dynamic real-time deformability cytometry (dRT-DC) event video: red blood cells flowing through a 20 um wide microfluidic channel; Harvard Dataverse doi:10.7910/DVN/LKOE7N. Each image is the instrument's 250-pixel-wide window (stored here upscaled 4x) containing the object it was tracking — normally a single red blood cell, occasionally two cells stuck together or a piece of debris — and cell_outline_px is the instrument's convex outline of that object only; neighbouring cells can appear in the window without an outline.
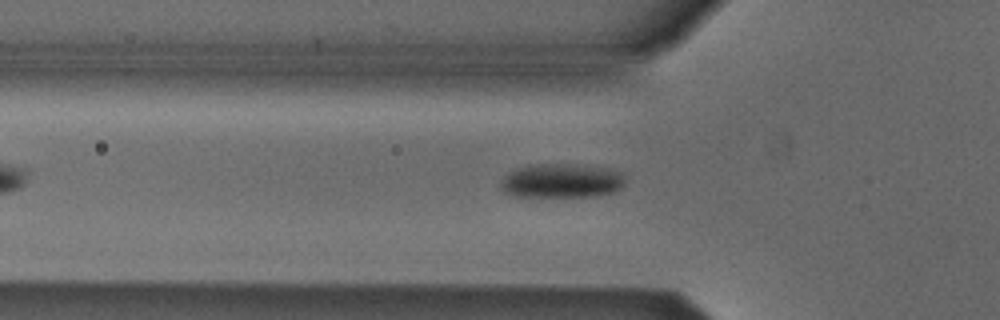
{"species": "Egyptian fruit bat (a non-hibernating species)", "species_latin": "Rousettus aegyptiacus", "temperature_condition": "cold", "stored_images_in_passage": 40, "camera_frame_rate_fps": 3000, "um_per_image_px": 0.085, "animal": {"sex": "male"}, "frame": {"image": 1, "passage_image": 10, "time_ms": 3.0, "image_size_px": [1000, 320], "cell_outline_px": [[624, 184], [616, 192], [596, 196], [512, 196], [504, 192], [500, 188], [500, 180], [504, 176], [520, 168], [540, 164], [556, 164], [600, 168], [620, 172], [624, 180]], "centroid_in_image_um": [47.7, 15.4], "position_along_channel_um": 78.1, "area_um2": 24.16}}
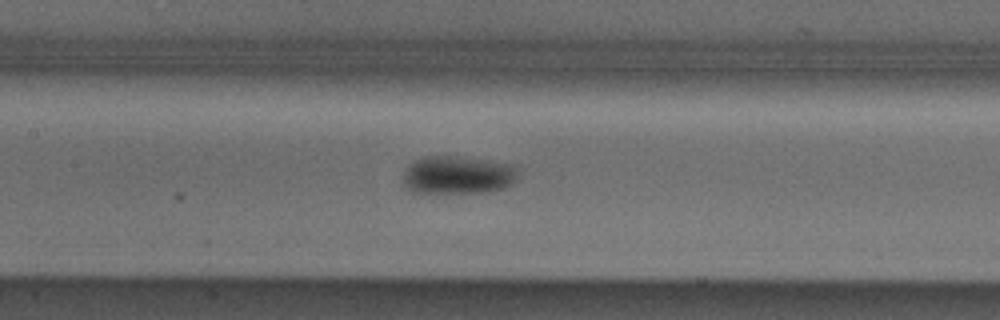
{"frame": {"image": 2, "passage_image": 17, "time_ms": 5.333, "image_size_px": [1000, 320], "cell_outline_px": [[516, 180], [512, 184], [504, 188], [488, 192], [412, 192], [404, 188], [400, 184], [404, 168], [408, 164], [424, 156], [456, 156], [516, 164]], "centroid_in_image_um": [38.85, 14.87], "position_along_channel_um": 168.6, "area_um2": 25.95}}
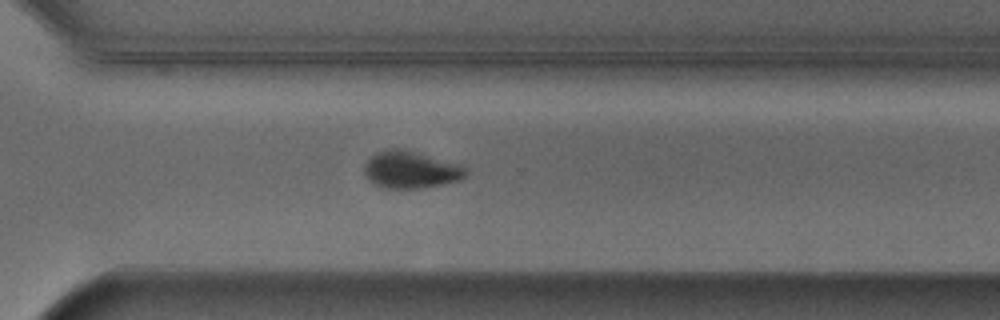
{"frame": {"image": 3, "passage_image": 30, "time_ms": 9.667, "image_size_px": [1000, 320], "cell_outline_px": [[468, 172], [460, 180], [444, 184], [420, 188], [384, 188], [368, 180], [364, 172], [364, 164], [376, 152], [396, 148], [460, 164], [468, 168]], "centroid_in_image_um": [34.92, 14.45], "position_along_channel_um": 335.7, "area_um2": 21.62}, "authors_computed_cell_mechanics": {"area_um2": 23.7558, "velocity_mm_per_s": 3.8611, "shape_relaxation_time_tau1_ms": 3.7084, "shape_relaxation_time_tau2_ms": null, "deformation_change_tau1": 0.1194, "deformation_change_tau2": null}}